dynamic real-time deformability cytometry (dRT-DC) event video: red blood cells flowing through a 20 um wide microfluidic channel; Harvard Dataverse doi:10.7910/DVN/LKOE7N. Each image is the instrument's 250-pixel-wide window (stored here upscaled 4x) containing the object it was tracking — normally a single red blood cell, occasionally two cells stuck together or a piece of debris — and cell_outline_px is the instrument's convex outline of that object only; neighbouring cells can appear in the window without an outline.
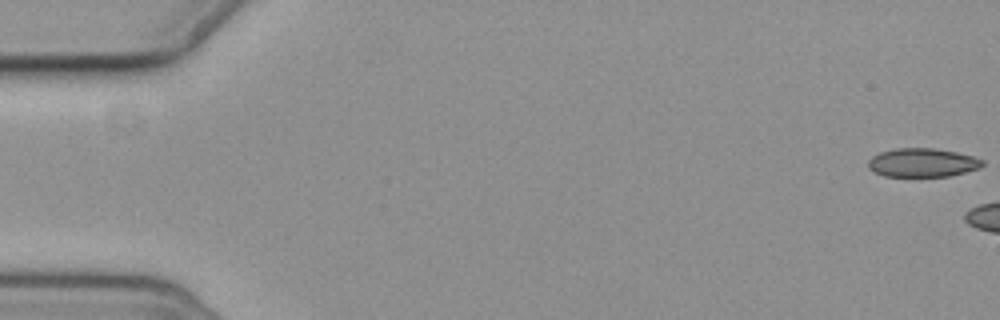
{"species": "common noctule bat (a hibernating species)", "species_latin": "Nyctalus noctula", "temperature_condition": "cold", "stored_images_in_passage": 3, "camera_frame_rate_fps": 3000, "um_per_image_px": 0.085, "animal": {"sex": "female", "body_mass_g": 19.3, "forearm_length_mm": 54.1}, "frame": {"image": 1, "passage_image": 1, "time_ms": 0.0, "image_size_px": [1000, 320], "cell_outline_px": [[984, 164], [980, 168], [948, 176], [884, 176], [868, 168], [868, 160], [872, 156], [880, 152], [896, 148], [936, 148], [956, 152], [972, 156], [984, 160]], "centroid_in_image_um": [78.41, 13.81], "position_along_channel_um": 6.6, "area_um2": 19.07}}